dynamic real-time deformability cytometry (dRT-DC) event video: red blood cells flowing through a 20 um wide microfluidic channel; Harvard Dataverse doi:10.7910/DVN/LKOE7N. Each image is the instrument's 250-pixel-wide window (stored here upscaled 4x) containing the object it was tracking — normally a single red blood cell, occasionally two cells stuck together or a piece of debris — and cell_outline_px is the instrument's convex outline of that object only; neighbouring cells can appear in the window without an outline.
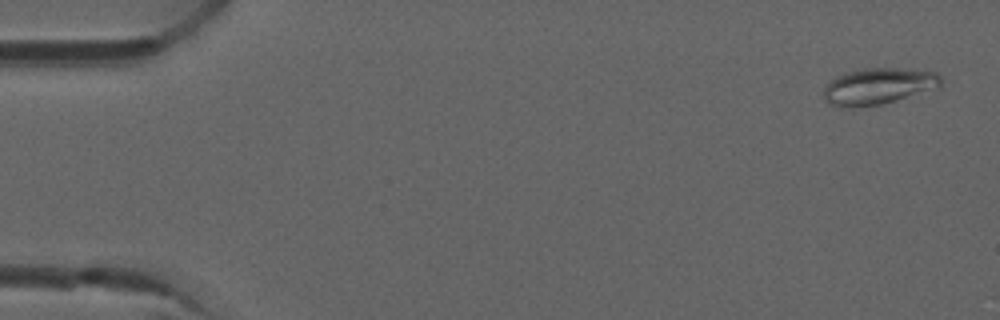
{"species": "common noctule bat (a hibernating species)", "species_latin": "Nyctalus noctula", "temperature_condition": "room temperature", "stored_images_in_passage": 6, "camera_frame_rate_fps": 3000, "um_per_image_px": 0.085, "animal": {"sex": "male", "forearm_length_mm": 52.5}, "frame": {"image": 1, "passage_image": 1, "time_ms": 0.0, "image_size_px": [1000, 320], "cell_outline_px": [[944, 80], [940, 88], [896, 100], [880, 104], [852, 108], [840, 108], [828, 104], [824, 100], [824, 88], [836, 76], [844, 72], [864, 68], [900, 68], [936, 72]], "centroid_in_image_um": [74.67, 7.33], "position_along_channel_um": 10.3, "area_um2": 25.26}}